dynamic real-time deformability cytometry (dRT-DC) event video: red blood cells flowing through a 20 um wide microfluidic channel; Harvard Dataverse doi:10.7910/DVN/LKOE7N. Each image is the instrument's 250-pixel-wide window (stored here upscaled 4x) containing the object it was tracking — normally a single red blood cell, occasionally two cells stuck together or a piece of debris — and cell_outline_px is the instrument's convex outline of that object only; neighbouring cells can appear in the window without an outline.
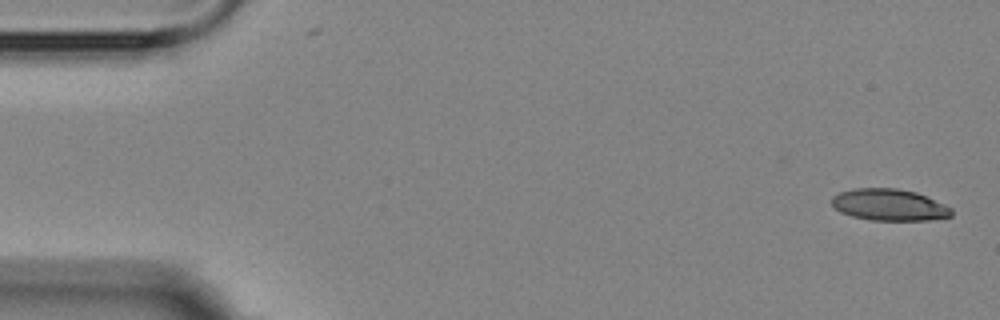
{"species": "Egyptian fruit bat (a non-hibernating species)", "species_latin": "Rousettus aegyptiacus", "temperature_condition": "room temperature", "stored_images_in_passage": 6, "camera_frame_rate_fps": 3000, "um_per_image_px": 0.085, "animal": {"sex": "female"}, "frame": {"image": 1, "passage_image": 1, "time_ms": 0.0, "image_size_px": [1000, 320], "cell_outline_px": [[952, 216], [928, 220], [872, 220], [852, 216], [840, 212], [832, 204], [832, 196], [840, 192], [852, 188], [896, 188], [916, 192], [952, 208]], "centroid_in_image_um": [75.57, 17.41], "position_along_channel_um": 9.4, "area_um2": 21.96}}